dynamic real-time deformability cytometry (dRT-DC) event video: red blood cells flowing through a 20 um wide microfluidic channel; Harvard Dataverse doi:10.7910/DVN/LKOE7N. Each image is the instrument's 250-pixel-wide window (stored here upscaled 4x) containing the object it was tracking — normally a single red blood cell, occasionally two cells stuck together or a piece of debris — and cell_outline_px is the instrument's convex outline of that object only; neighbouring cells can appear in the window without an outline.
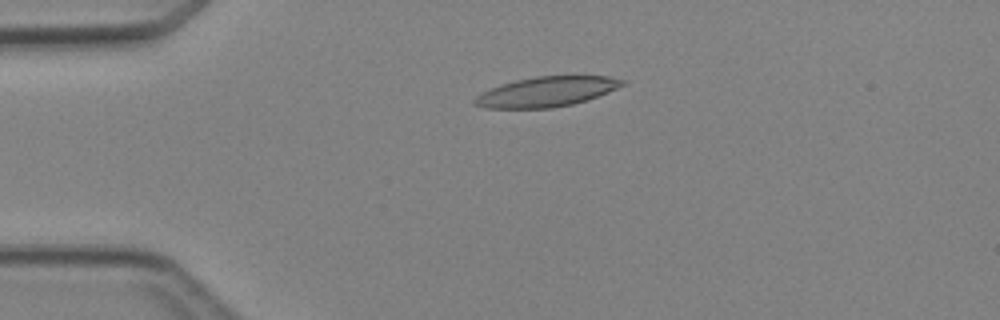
{"species": "Egyptian fruit bat (a non-hibernating species)", "species_latin": "Rousettus aegyptiacus", "temperature_condition": "cold", "stored_images_in_passage": 4, "camera_frame_rate_fps": 3000, "um_per_image_px": 0.085, "animal": {"sex": "female"}, "frame": {"image": 1, "passage_image": 3, "time_ms": 2.333, "image_size_px": [1000, 320], "cell_outline_px": [[628, 84], [608, 92], [572, 104], [552, 108], [484, 108], [472, 104], [472, 100], [476, 96], [500, 84], [516, 80], [536, 76], [608, 76], [628, 80]], "centroid_in_image_um": [46.48, 7.79], "position_along_channel_um": 38.5, "area_um2": 25.78}}